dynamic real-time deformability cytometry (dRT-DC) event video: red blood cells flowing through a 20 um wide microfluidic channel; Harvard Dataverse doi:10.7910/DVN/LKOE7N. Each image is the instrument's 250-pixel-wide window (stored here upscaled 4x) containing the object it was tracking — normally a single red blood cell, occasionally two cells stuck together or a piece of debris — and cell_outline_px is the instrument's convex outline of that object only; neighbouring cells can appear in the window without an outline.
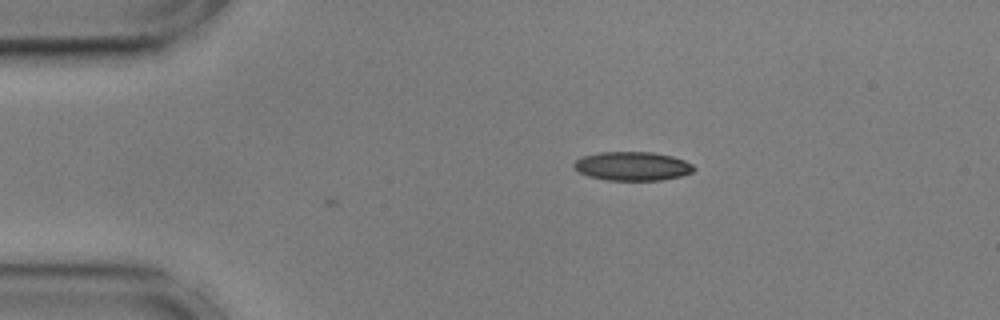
{"species": "common noctule bat (a hibernating species)", "species_latin": "Nyctalus noctula", "temperature_condition": "cold", "stored_images_in_passage": 9, "camera_frame_rate_fps": 3000, "um_per_image_px": 0.085, "animal": {"sex": "male", "body_mass_g": 17.9, "forearm_length_mm": 54.2}, "frame": {"image": 1, "passage_image": 9, "time_ms": 2.667, "image_size_px": [1000, 320], "cell_outline_px": [[696, 168], [692, 172], [680, 176], [660, 180], [608, 180], [588, 176], [572, 168], [572, 164], [576, 160], [584, 156], [600, 152], [652, 152], [672, 156], [684, 160], [692, 164]], "centroid_in_image_um": [53.74, 14.12], "position_along_channel_um": 31.3, "area_um2": 20.11}}